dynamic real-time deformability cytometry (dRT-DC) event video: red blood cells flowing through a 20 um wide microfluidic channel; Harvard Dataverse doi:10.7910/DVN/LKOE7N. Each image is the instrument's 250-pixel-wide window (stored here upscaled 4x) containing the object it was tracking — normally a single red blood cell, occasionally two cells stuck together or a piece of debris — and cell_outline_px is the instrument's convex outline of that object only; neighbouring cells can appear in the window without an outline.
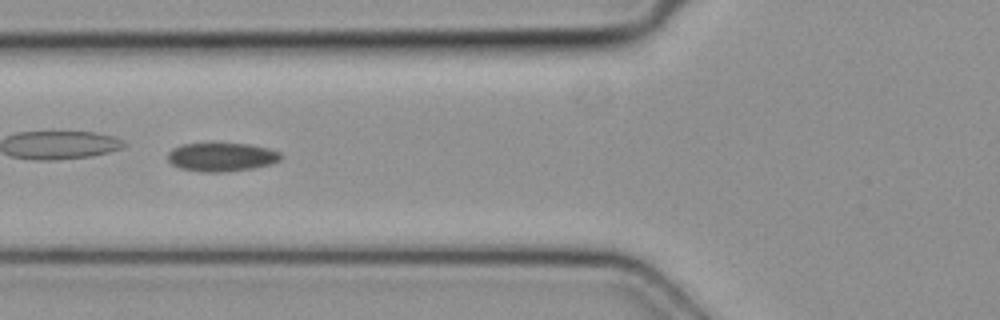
{"species": "common noctule bat (a hibernating species)", "species_latin": "Nyctalus noctula", "temperature_condition": "cold", "stored_images_in_passage": 5, "camera_frame_rate_fps": 3000, "um_per_image_px": 0.085, "animal": {"sex": "female", "body_mass_g": 19.3, "forearm_length_mm": 54.1}, "frame": {"image": 1, "passage_image": 5, "time_ms": 1.333, "image_size_px": [1000, 320], "cell_outline_px": [[284, 156], [280, 160], [272, 164], [252, 168], [224, 172], [200, 172], [180, 168], [172, 164], [168, 160], [168, 152], [172, 148], [184, 144], [248, 144], [268, 148], [280, 152]], "centroid_in_image_um": [18.85, 13.36], "position_along_channel_um": 106.9, "area_um2": 18.84}}